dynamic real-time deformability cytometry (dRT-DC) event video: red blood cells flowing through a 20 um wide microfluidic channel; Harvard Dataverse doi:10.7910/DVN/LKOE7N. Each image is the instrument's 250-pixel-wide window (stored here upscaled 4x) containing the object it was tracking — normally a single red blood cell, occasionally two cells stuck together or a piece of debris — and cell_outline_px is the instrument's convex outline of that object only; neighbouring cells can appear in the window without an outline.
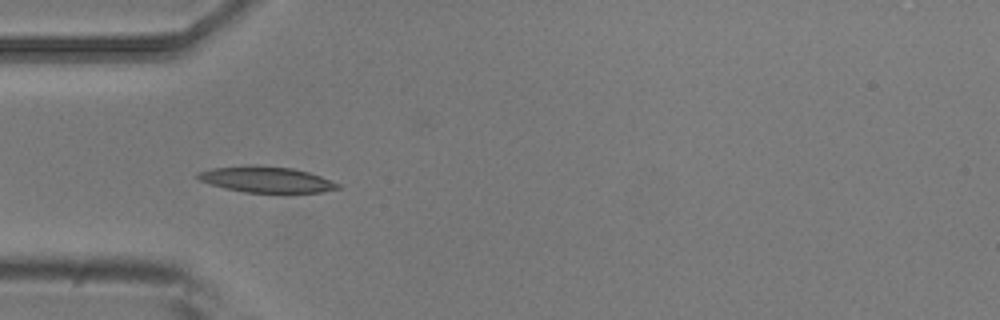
{"species": "common noctule bat (a hibernating species)", "species_latin": "Nyctalus noctula", "temperature_condition": "room temperature", "stored_images_in_passage": 39, "camera_frame_rate_fps": 3000, "um_per_image_px": 0.085, "animal": {"sex": "male", "body_mass_g": 20.5, "forearm_length_mm": 52.5}, "frame": {"image": 1, "passage_image": 1, "time_ms": 0.0, "image_size_px": [1000, 320], "cell_outline_px": [[340, 188], [320, 192], [244, 192], [212, 184], [200, 180], [196, 176], [196, 172], [212, 168], [248, 164], [256, 164], [292, 168], [308, 172], [320, 176], [340, 184]], "centroid_in_image_um": [22.61, 15.23], "position_along_channel_um": 62.4, "area_um2": 21.04}}
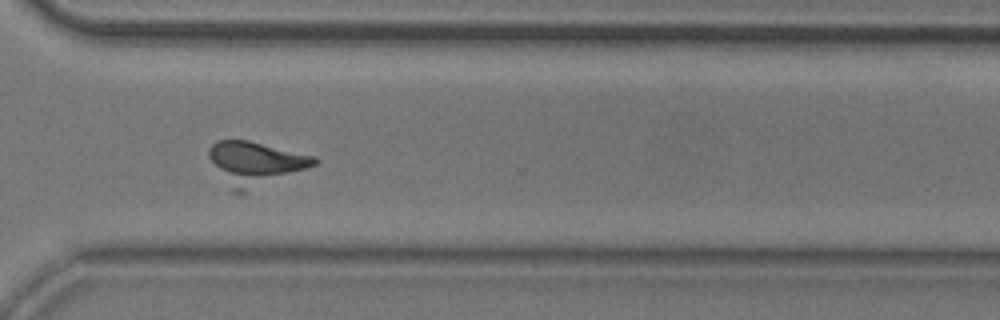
{"frame": {"image": 2, "passage_image": 24, "time_ms": 7.667, "image_size_px": [1000, 320], "cell_outline_px": [[320, 160], [316, 164], [244, 192], [232, 192], [208, 156], [208, 148], [216, 140], [248, 140], [316, 156]], "centroid_in_image_um": [21.69, 13.85], "position_along_channel_um": 348.9, "area_um2": 26.13}}
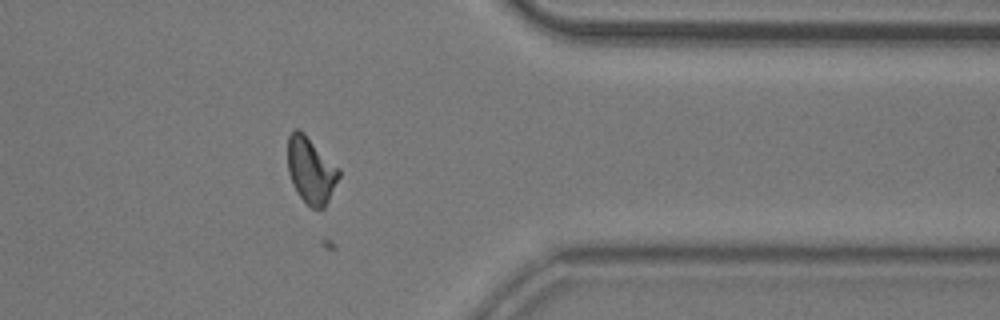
{"frame": {"image": 3, "passage_image": 28, "time_ms": 9.0, "image_size_px": [1000, 320], "cell_outline_px": [[340, 176], [324, 208], [312, 208], [300, 196], [292, 184], [288, 172], [288, 136], [296, 128], [300, 128], [340, 168]], "centroid_in_image_um": [26.43, 14.44], "position_along_channel_um": 385.0, "area_um2": 19.77}}